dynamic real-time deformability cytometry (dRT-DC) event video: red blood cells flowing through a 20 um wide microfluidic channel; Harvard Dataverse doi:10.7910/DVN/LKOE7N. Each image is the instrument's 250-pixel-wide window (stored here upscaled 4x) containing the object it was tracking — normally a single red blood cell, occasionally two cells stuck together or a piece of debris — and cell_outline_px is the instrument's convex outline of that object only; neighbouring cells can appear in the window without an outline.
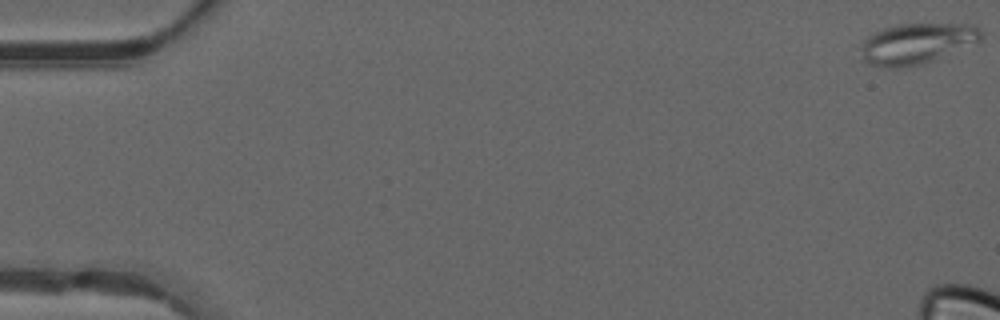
{"species": "common noctule bat (a hibernating species)", "species_latin": "Nyctalus noctula", "temperature_condition": "warm", "stored_images_in_passage": 9, "camera_frame_rate_fps": 3000, "um_per_image_px": 0.085, "animal": {"sex": "male", "forearm_length_mm": 52.5}, "frame": {"image": 1, "passage_image": 1, "time_ms": 0.0, "image_size_px": [1000, 320], "cell_outline_px": [[984, 36], [980, 40], [932, 60], [920, 64], [896, 68], [888, 68], [868, 64], [864, 60], [864, 40], [868, 36], [884, 28], [900, 24], [976, 24], [980, 28]], "centroid_in_image_um": [77.96, 3.68], "position_along_channel_um": 7.0, "area_um2": 27.86}}